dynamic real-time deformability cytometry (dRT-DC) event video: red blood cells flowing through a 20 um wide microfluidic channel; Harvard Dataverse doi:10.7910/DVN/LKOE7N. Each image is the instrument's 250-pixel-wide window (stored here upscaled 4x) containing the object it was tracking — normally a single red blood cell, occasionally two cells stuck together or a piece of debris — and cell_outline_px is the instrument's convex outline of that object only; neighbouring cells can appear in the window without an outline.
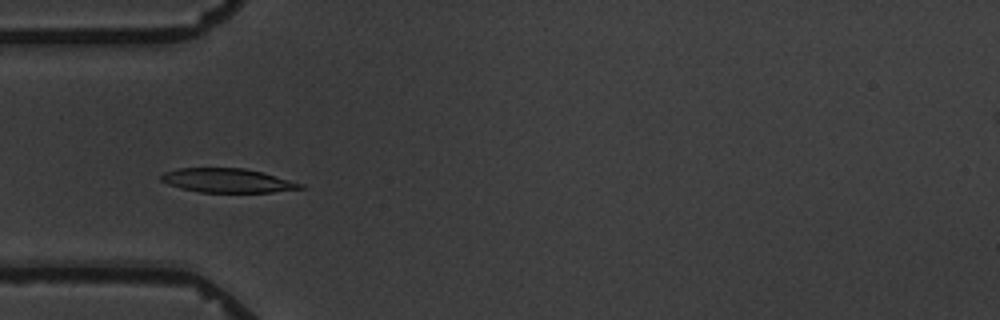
{"species": "common noctule bat (a hibernating species)", "species_latin": "Nyctalus noctula", "temperature_condition": "warm", "stored_images_in_passage": 7, "camera_frame_rate_fps": 3000, "um_per_image_px": 0.085, "animal": {"sex": "male", "body_mass_g": 19.5, "forearm_length_mm": 54.6}, "frame": {"image": 1, "passage_image": 5, "time_ms": 4.667, "image_size_px": [1000, 320], "cell_outline_px": [[308, 188], [272, 192], [200, 192], [180, 188], [168, 184], [160, 180], [160, 176], [164, 172], [176, 168], [244, 168], [264, 172], [304, 184]], "centroid_in_image_um": [19.36, 15.34], "position_along_channel_um": 65.6, "area_um2": 19.71}}
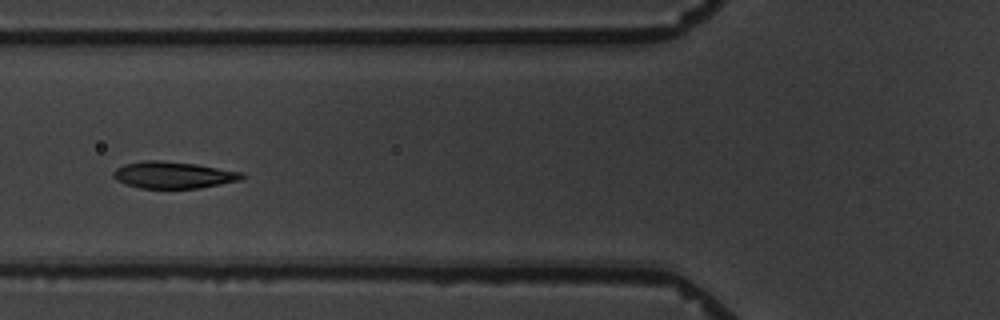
{"frame": {"image": 2, "passage_image": 6, "time_ms": 6.0, "image_size_px": [1000, 320], "cell_outline_px": [[248, 176], [240, 180], [200, 188], [140, 188], [124, 184], [116, 180], [112, 176], [112, 172], [116, 168], [124, 164], [144, 160], [160, 160], [196, 164], [244, 172]], "centroid_in_image_um": [14.73, 14.87], "position_along_channel_um": 111.1, "area_um2": 20.29}}
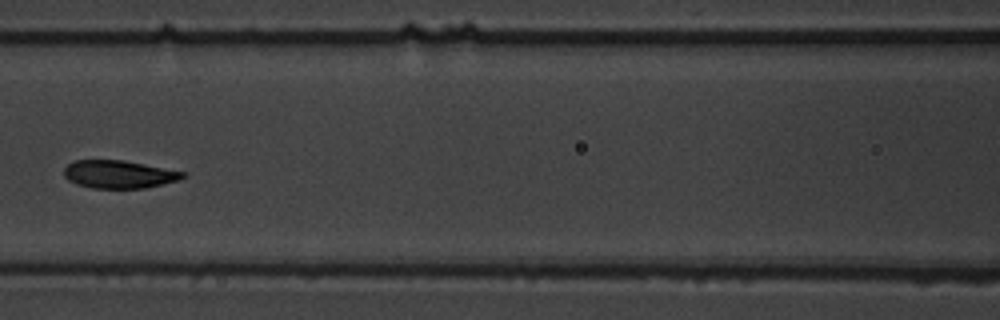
{"frame": {"image": 3, "passage_image": 7, "time_ms": 7.333, "image_size_px": [1000, 320], "cell_outline_px": [[188, 176], [180, 180], [144, 188], [92, 188], [76, 184], [68, 180], [64, 176], [64, 168], [68, 164], [76, 160], [124, 160], [188, 172]], "centroid_in_image_um": [10.16, 14.81], "position_along_channel_um": 156.4, "area_um2": 19.54}}